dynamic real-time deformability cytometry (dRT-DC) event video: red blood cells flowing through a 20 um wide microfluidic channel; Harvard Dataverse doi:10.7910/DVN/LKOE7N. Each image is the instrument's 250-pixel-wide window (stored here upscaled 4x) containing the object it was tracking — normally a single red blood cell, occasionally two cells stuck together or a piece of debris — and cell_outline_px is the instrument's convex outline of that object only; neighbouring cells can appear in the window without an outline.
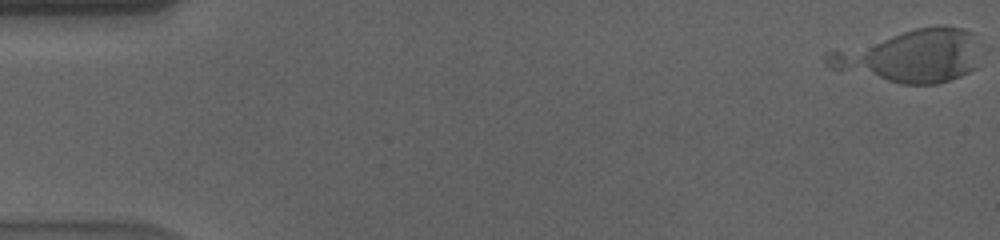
{"species": "human", "species_latin": "Homo sapiens", "temperature_condition": "cold", "stored_images_in_passage": 13, "camera_frame_rate_fps": 3000, "um_per_image_px": 0.085, "donor": {"sex": "male"}, "frame": {"image": 1, "passage_image": 1, "time_ms": 0.0, "image_size_px": [1000, 240], "cell_outline_px": [[976, 68], [960, 76], [936, 84], [900, 84], [832, 68], [824, 64], [824, 52], [916, 28], [936, 24], [944, 24], [964, 28], [972, 32], [976, 40]], "centroid_in_image_um": [77.39, 4.74], "position_along_channel_um": 7.6, "area_um2": 46.93}}